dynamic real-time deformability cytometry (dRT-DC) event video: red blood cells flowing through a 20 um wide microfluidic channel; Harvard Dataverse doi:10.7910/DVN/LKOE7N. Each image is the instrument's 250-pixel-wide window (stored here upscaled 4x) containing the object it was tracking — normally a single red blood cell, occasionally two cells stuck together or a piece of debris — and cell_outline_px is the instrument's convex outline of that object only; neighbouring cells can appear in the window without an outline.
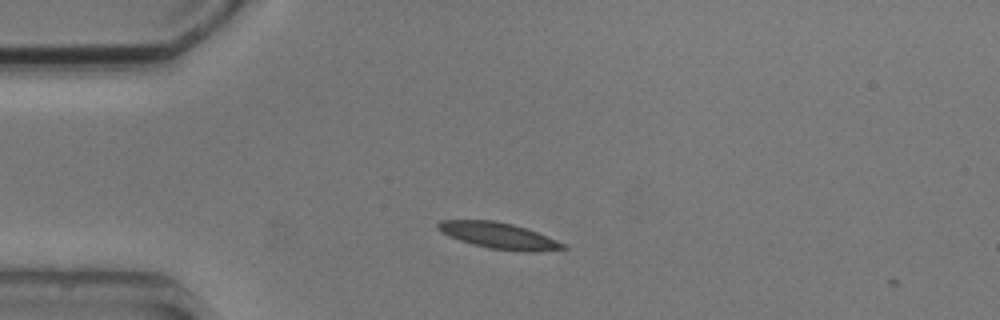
{"species": "common noctule bat (a hibernating species)", "species_latin": "Nyctalus noctula", "temperature_condition": "cold", "stored_images_in_passage": 3, "camera_frame_rate_fps": 3000, "um_per_image_px": 0.085, "animal": {"sex": "male", "body_mass_g": 20.5, "forearm_length_mm": 52.5}, "frame": {"image": 1, "passage_image": 1, "time_ms": 0.0, "image_size_px": [1000, 320], "cell_outline_px": [[568, 248], [532, 252], [528, 252], [488, 248], [472, 244], [448, 236], [440, 232], [436, 228], [436, 224], [440, 220], [496, 220], [512, 224], [536, 232], [556, 240], [564, 244]], "centroid_in_image_um": [42.33, 20.02], "position_along_channel_um": 42.7, "area_um2": 18.96}}